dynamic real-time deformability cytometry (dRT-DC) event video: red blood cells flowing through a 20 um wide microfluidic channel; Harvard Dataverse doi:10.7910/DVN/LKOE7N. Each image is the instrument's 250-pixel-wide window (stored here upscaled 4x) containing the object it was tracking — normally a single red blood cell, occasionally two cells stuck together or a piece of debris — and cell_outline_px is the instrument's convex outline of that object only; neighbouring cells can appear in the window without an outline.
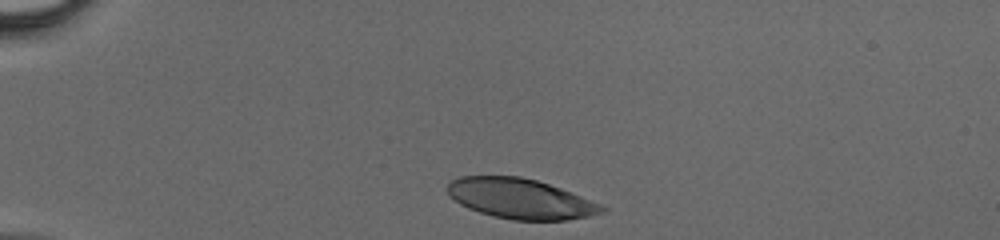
{"species": "human", "species_latin": "Homo sapiens", "temperature_condition": "cold", "stored_images_in_passage": 29, "camera_frame_rate_fps": 3000, "um_per_image_px": 0.085, "donor": {"sex": "male"}, "frame": {"image": 1, "passage_image": 1, "time_ms": 0.0, "image_size_px": [1000, 240], "cell_outline_px": [[608, 208], [604, 212], [588, 216], [568, 220], [512, 220], [480, 212], [468, 208], [460, 204], [448, 192], [448, 184], [452, 180], [460, 176], [520, 176], [536, 180], [560, 188], [600, 204]], "centroid_in_image_um": [44.24, 16.89], "position_along_channel_um": 40.8, "area_um2": 35.66}}
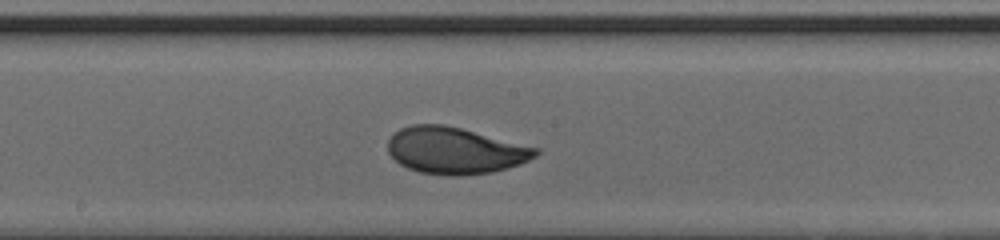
{"frame": {"image": 2, "passage_image": 16, "time_ms": 5.0, "image_size_px": [1000, 240], "cell_outline_px": [[540, 152], [536, 156], [520, 164], [508, 168], [492, 172], [460, 176], [448, 176], [420, 172], [408, 168], [400, 164], [388, 152], [388, 140], [400, 128], [412, 124], [444, 124], [540, 148]], "centroid_in_image_um": [38.69, 12.8], "position_along_channel_um": 209.5, "area_um2": 40.17}}
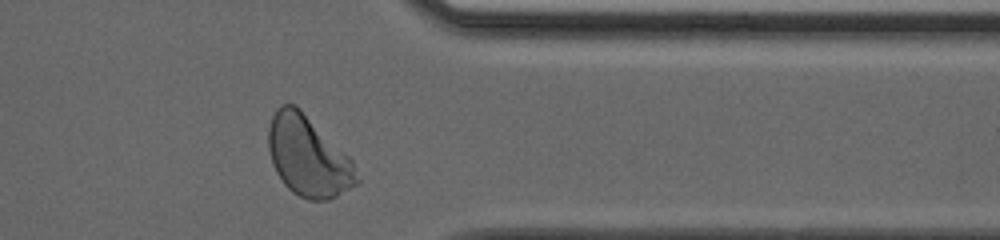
{"frame": {"image": 3, "passage_image": 28, "time_ms": 9.0, "image_size_px": [1000, 240], "cell_outline_px": [[360, 184], [328, 200], [308, 200], [292, 192], [284, 184], [276, 172], [272, 164], [268, 148], [268, 128], [272, 116], [276, 108], [280, 104], [296, 104], [352, 160], [360, 180]], "centroid_in_image_um": [26.18, 13.3], "position_along_channel_um": 385.2, "area_um2": 41.38}}